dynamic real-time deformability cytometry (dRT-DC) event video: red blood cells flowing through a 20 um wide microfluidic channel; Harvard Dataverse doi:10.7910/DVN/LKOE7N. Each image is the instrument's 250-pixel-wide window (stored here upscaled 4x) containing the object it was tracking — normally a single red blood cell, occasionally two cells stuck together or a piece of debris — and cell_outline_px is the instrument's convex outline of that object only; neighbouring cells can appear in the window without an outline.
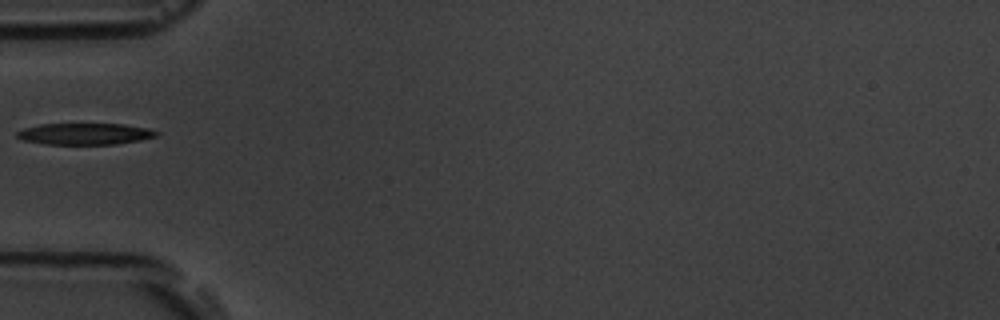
{"species": "common noctule bat (a hibernating species)", "species_latin": "Nyctalus noctula", "temperature_condition": "room temperature", "stored_images_in_passage": 2, "camera_frame_rate_fps": 3000, "um_per_image_px": 0.085, "animal": {"sex": "male", "body_mass_g": 19.5, "forearm_length_mm": 54.6}, "frame": {"image": 1, "passage_image": 1, "time_ms": 0.0, "image_size_px": [1000, 320], "cell_outline_px": [[160, 132], [156, 136], [140, 140], [116, 144], [44, 144], [24, 140], [16, 136], [16, 132], [24, 128], [40, 124], [124, 124], [148, 128]], "centroid_in_image_um": [7.22, 11.37], "position_along_channel_um": 77.8, "area_um2": 17.4}}
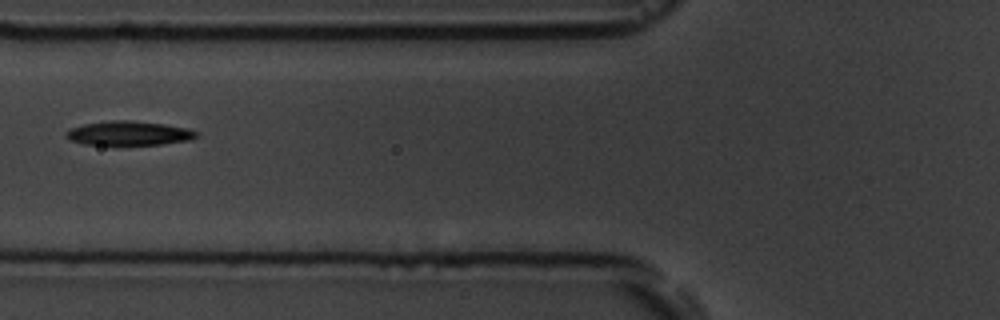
{"frame": {"image": 2, "passage_image": 2, "time_ms": 1.0, "image_size_px": [1000, 320], "cell_outline_px": [[200, 132], [192, 140], [160, 144], [116, 148], [84, 144], [68, 140], [64, 136], [64, 132], [68, 128], [84, 124], [108, 120], [132, 120], [164, 124], [188, 128]], "centroid_in_image_um": [10.88, 11.37], "position_along_channel_um": 114.9, "area_um2": 19.65}}